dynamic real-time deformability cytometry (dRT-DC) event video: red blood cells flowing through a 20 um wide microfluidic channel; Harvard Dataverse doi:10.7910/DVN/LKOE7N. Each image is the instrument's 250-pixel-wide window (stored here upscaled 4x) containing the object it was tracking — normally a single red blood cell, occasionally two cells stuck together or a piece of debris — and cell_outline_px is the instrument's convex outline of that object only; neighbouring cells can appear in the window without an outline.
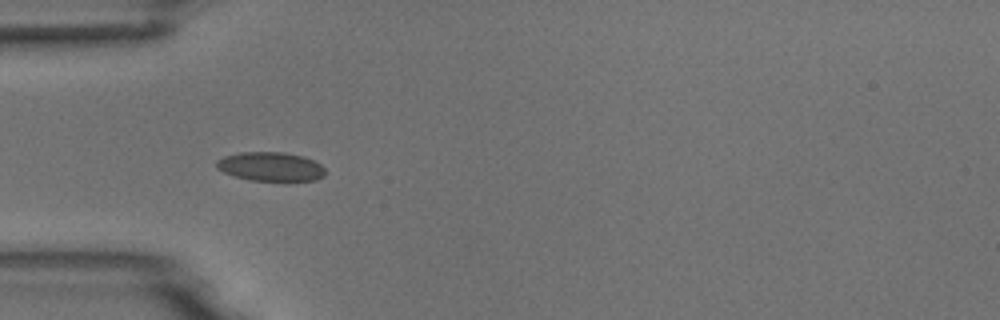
{"species": "common noctule bat (a hibernating species)", "species_latin": "Nyctalus noctula", "temperature_condition": "room temperature", "stored_images_in_passage": 6, "camera_frame_rate_fps": 3000, "um_per_image_px": 0.085, "animal": {"sex": "male", "body_mass_g": 18.8}, "frame": {"image": 1, "passage_image": 5, "time_ms": 4.667, "image_size_px": [1000, 320], "cell_outline_px": [[324, 176], [316, 180], [288, 184], [252, 180], [236, 176], [224, 172], [216, 168], [216, 160], [224, 156], [240, 152], [284, 152], [304, 156], [320, 164], [324, 168]], "centroid_in_image_um": [23.05, 14.2], "position_along_channel_um": 61.9, "area_um2": 19.13}}